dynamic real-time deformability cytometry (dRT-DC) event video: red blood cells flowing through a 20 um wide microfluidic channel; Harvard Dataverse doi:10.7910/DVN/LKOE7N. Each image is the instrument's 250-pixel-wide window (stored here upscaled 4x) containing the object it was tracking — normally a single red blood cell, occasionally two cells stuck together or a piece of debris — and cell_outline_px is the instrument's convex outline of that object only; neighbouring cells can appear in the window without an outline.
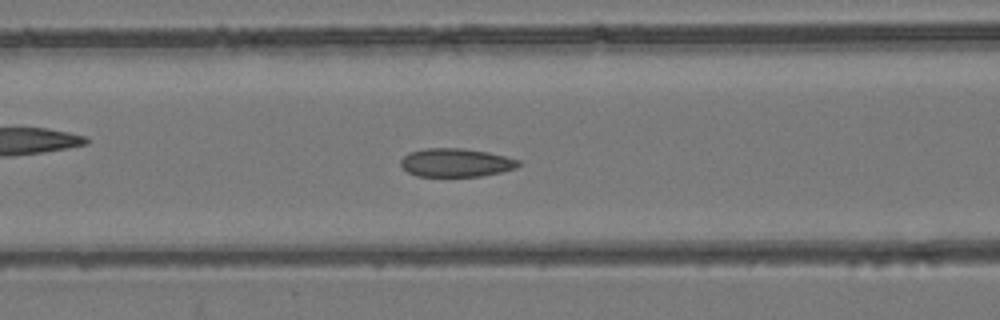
{"species": "common noctule bat (a hibernating species)", "species_latin": "Nyctalus noctula", "temperature_condition": "room temperature", "stored_images_in_passage": 53, "camera_frame_rate_fps": 3000, "um_per_image_px": 0.085, "animal": {"sex": "female", "body_mass_g": 24.6, "forearm_length_mm": 56.2}, "frame": {"image": 1, "passage_image": 22, "time_ms": 7.0, "image_size_px": [1000, 320], "cell_outline_px": [[520, 164], [516, 168], [500, 172], [480, 176], [416, 176], [408, 172], [400, 164], [400, 160], [408, 152], [424, 148], [464, 148], [488, 152], [520, 160]], "centroid_in_image_um": [38.73, 13.81], "position_along_channel_um": 127.9, "area_um2": 19.54}}
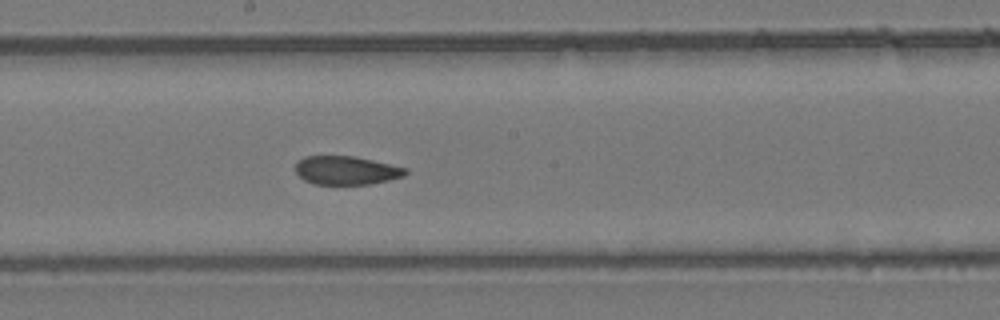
{"frame": {"image": 2, "passage_image": 29, "time_ms": 9.333, "image_size_px": [1000, 320], "cell_outline_px": [[408, 172], [404, 176], [372, 184], [312, 184], [304, 180], [296, 172], [296, 164], [304, 156], [356, 156], [408, 168]], "centroid_in_image_um": [29.46, 14.48], "position_along_channel_um": 218.7, "area_um2": 18.38}}
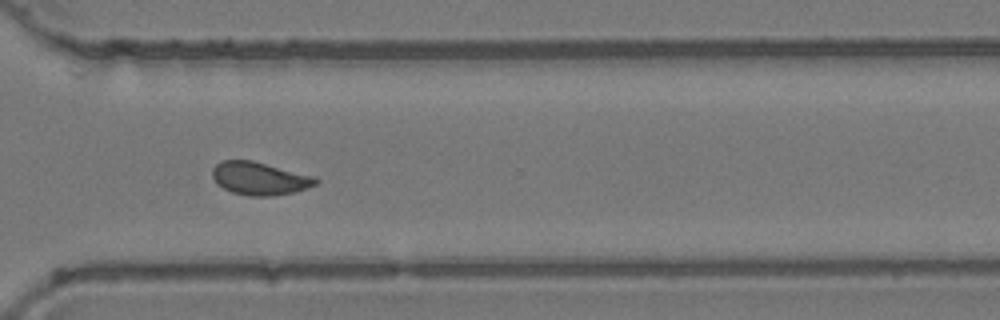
{"frame": {"image": 3, "passage_image": 39, "time_ms": 12.667, "image_size_px": [1000, 320], "cell_outline_px": [[320, 180], [316, 184], [308, 188], [292, 192], [272, 196], [248, 196], [232, 192], [216, 184], [212, 176], [212, 168], [220, 160], [252, 160], [316, 176]], "centroid_in_image_um": [22.07, 15.16], "position_along_channel_um": 348.5, "area_um2": 20.06}, "authors_computed_cell_mechanics": {"area_um2": 19.941, "velocity_mm_per_s": 3.9029, "shape_relaxation_time_tau1_ms": null, "shape_relaxation_time_tau2_ms": 1.4302, "deformation_change_tau1": null, "deformation_change_tau2": 0.0738}}